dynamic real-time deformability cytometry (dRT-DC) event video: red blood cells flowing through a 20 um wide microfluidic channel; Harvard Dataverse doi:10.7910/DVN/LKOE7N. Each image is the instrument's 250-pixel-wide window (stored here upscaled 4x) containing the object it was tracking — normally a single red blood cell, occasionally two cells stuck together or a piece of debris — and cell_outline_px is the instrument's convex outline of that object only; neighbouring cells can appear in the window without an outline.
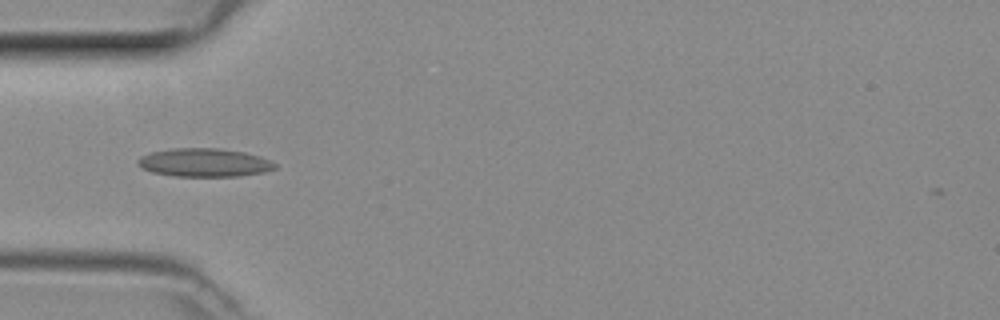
{"species": "common noctule bat (a hibernating species)", "species_latin": "Nyctalus noctula", "temperature_condition": "room temperature", "stored_images_in_passage": 34, "camera_frame_rate_fps": 3000, "um_per_image_px": 0.085, "animal": {"sex": "female", "body_mass_g": 29.2, "forearm_length_mm": 56.3}, "frame": {"image": 1, "passage_image": 1, "time_ms": 0.0, "image_size_px": [1000, 320], "cell_outline_px": [[276, 168], [264, 172], [236, 176], [172, 176], [152, 172], [144, 168], [136, 160], [140, 156], [152, 152], [172, 148], [220, 148], [244, 152], [260, 156], [276, 164]], "centroid_in_image_um": [17.36, 13.81], "position_along_channel_um": 67.6, "area_um2": 22.54}}
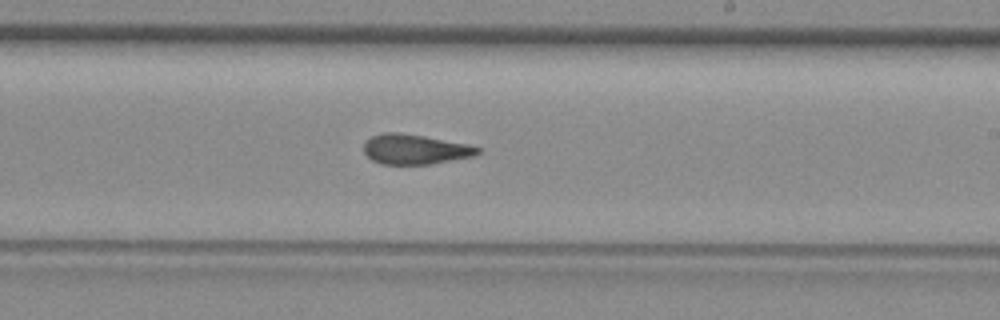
{"frame": {"image": 2, "passage_image": 14, "time_ms": 4.333, "image_size_px": [1000, 320], "cell_outline_px": [[480, 152], [476, 156], [428, 164], [380, 164], [372, 160], [364, 152], [364, 140], [372, 136], [384, 132], [400, 132], [424, 136], [468, 144], [480, 148]], "centroid_in_image_um": [35.26, 12.68], "position_along_channel_um": 253.7, "area_um2": 19.94}}
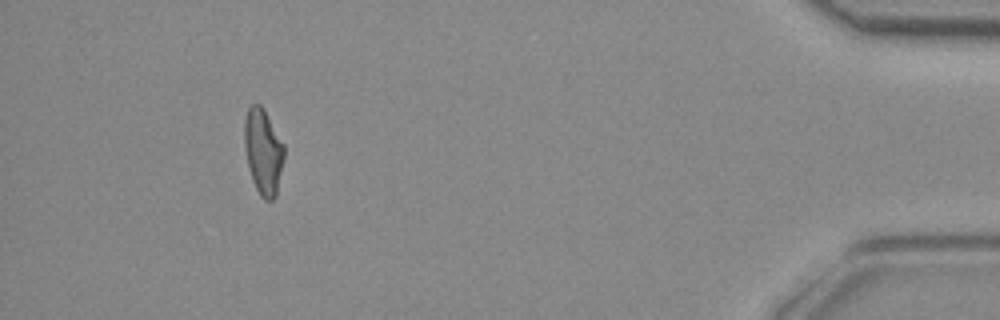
{"frame": {"image": 3, "passage_image": 30, "time_ms": 9.667, "image_size_px": [1000, 320], "cell_outline_px": [[284, 156], [276, 196], [272, 200], [264, 200], [260, 196], [252, 180], [244, 148], [244, 120], [248, 108], [252, 104], [260, 104], [264, 108], [284, 144]], "centroid_in_image_um": [22.36, 12.87], "position_along_channel_um": 412.8, "area_um2": 19.88}}